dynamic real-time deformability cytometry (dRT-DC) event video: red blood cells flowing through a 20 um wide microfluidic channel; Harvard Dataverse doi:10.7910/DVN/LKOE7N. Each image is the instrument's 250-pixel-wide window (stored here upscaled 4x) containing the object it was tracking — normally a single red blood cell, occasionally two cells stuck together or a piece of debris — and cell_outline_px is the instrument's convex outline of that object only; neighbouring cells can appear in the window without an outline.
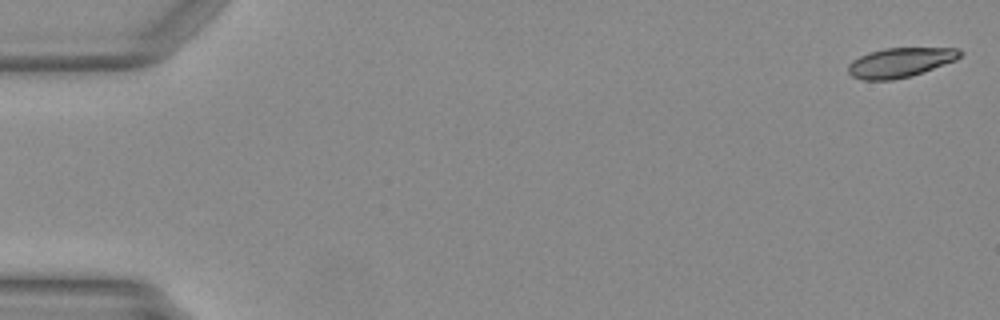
{"species": "Egyptian fruit bat (a non-hibernating species)", "species_latin": "Rousettus aegyptiacus", "temperature_condition": "warm", "stored_images_in_passage": 9, "camera_frame_rate_fps": 3000, "um_per_image_px": 0.085, "animal": {"sex": "female"}, "frame": {"image": 1, "passage_image": 1, "time_ms": 0.0, "image_size_px": [1000, 320], "cell_outline_px": [[964, 52], [956, 60], [908, 76], [892, 80], [864, 80], [852, 76], [848, 72], [848, 64], [852, 60], [868, 52], [884, 48], [956, 48]], "centroid_in_image_um": [76.48, 5.3], "position_along_channel_um": 8.5, "area_um2": 19.02}}